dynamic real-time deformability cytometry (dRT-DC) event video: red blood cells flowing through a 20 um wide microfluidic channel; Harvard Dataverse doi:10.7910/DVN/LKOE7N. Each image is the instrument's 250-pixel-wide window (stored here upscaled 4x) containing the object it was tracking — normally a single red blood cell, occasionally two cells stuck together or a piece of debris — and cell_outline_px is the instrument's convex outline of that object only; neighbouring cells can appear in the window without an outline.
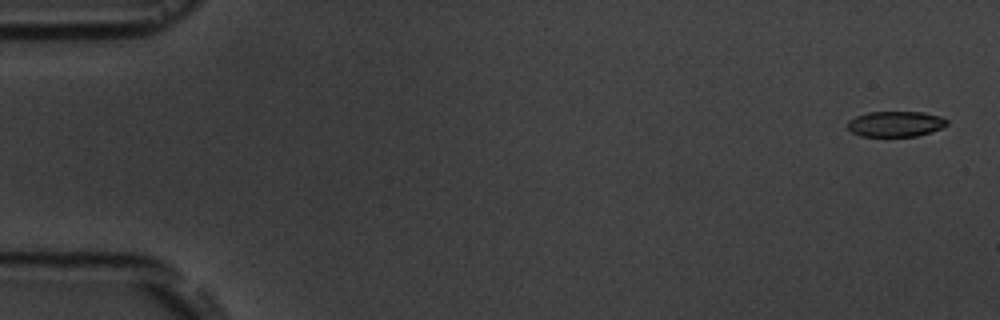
{"species": "common noctule bat (a hibernating species)", "species_latin": "Nyctalus noctula", "temperature_condition": "room temperature", "stored_images_in_passage": 7, "camera_frame_rate_fps": 3000, "um_per_image_px": 0.085, "animal": {"sex": "male", "body_mass_g": 19.5, "forearm_length_mm": 54.6}, "frame": {"image": 1, "passage_image": 1, "time_ms": 0.0, "image_size_px": [1000, 320], "cell_outline_px": [[948, 124], [940, 128], [916, 136], [860, 136], [852, 132], [848, 128], [848, 120], [856, 116], [868, 112], [924, 112], [940, 116], [948, 120]], "centroid_in_image_um": [76.11, 10.52], "position_along_channel_um": 8.9, "area_um2": 14.68}}
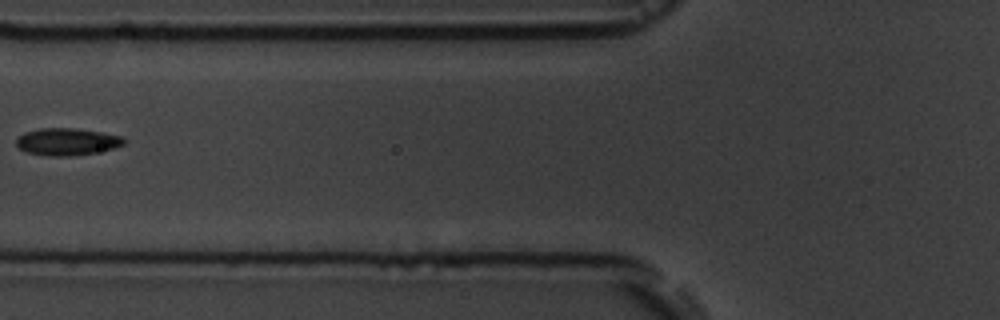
{"frame": {"image": 2, "passage_image": 6, "time_ms": 7.0, "image_size_px": [1000, 320], "cell_outline_px": [[124, 144], [112, 148], [96, 152], [68, 156], [48, 156], [28, 152], [20, 148], [16, 144], [16, 140], [24, 132], [40, 128], [72, 128], [100, 132], [124, 136]], "centroid_in_image_um": [5.69, 12.04], "position_along_channel_um": 120.1, "area_um2": 16.82}}
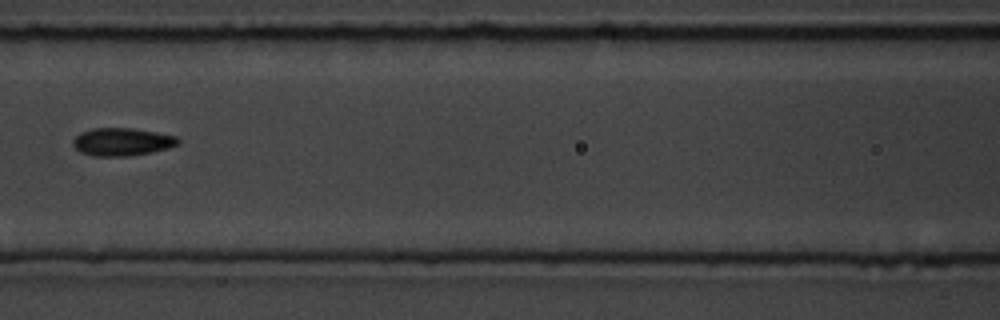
{"frame": {"image": 3, "passage_image": 7, "time_ms": 8.0, "image_size_px": [1000, 320], "cell_outline_px": [[180, 144], [168, 148], [152, 152], [128, 156], [96, 156], [80, 152], [72, 144], [72, 140], [80, 132], [92, 128], [132, 128], [156, 132], [176, 136], [180, 140]], "centroid_in_image_um": [10.38, 12.05], "position_along_channel_um": 156.2, "area_um2": 17.11}}